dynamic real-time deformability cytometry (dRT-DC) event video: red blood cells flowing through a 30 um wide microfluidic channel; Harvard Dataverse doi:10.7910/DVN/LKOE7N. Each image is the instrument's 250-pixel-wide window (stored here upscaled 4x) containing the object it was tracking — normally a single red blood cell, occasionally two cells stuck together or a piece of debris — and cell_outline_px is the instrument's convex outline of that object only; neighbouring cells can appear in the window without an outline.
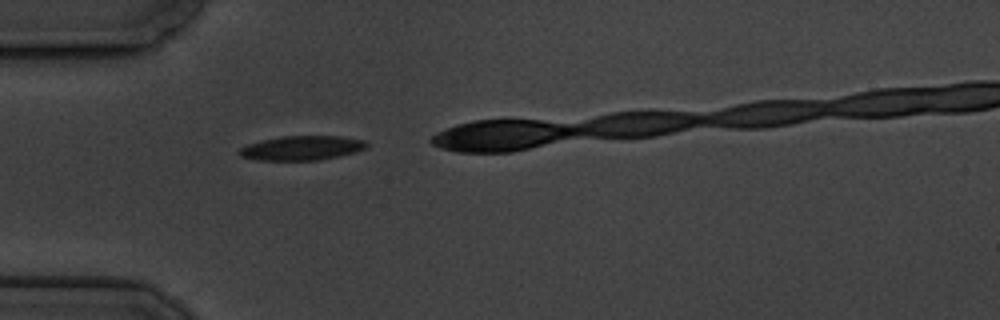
{"species": "common noctule bat (a hibernating species)", "species_latin": "Nyctalus noctula", "temperature_condition": "cold", "stored_images_in_passage": 2, "camera_frame_rate_fps": 3000, "um_per_image_px": 0.085, "animal": {"sex": "male", "body_mass_g": 19.5, "forearm_length_mm": 54.6}, "frame": {"image": 1, "passage_image": 1, "time_ms": 0.0, "image_size_px": [1000, 320], "cell_outline_px": [[368, 148], [356, 152], [320, 160], [256, 160], [240, 156], [236, 152], [240, 148], [248, 144], [280, 136], [340, 136], [364, 140], [368, 144]], "centroid_in_image_um": [25.66, 12.58], "position_along_channel_um": 59.3, "area_um2": 18.15}}